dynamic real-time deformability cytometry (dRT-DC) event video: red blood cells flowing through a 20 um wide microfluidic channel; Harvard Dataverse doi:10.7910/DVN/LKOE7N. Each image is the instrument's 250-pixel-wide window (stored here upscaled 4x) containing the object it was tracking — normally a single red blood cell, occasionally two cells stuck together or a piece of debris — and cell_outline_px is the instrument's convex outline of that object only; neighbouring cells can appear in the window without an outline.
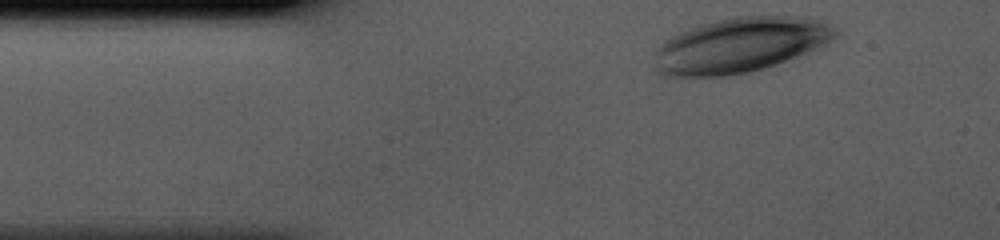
{"species": "human", "species_latin": "Homo sapiens", "temperature_condition": "cold", "stored_images_in_passage": 32, "camera_frame_rate_fps": 3000, "um_per_image_px": 0.085, "donor": {"sex": "male"}, "frame": {"image": 1, "passage_image": 1, "time_ms": 0.0, "image_size_px": [1000, 240], "cell_outline_px": [[836, 36], [824, 44], [796, 56], [776, 64], [764, 68], [748, 72], [724, 76], [676, 80], [660, 76], [656, 72], [656, 48], [664, 40], [688, 28], [700, 24], [716, 20], [736, 16], [808, 16], [828, 24], [836, 32]], "centroid_in_image_um": [62.77, 3.87], "position_along_channel_um": 22.2, "area_um2": 58.44}}
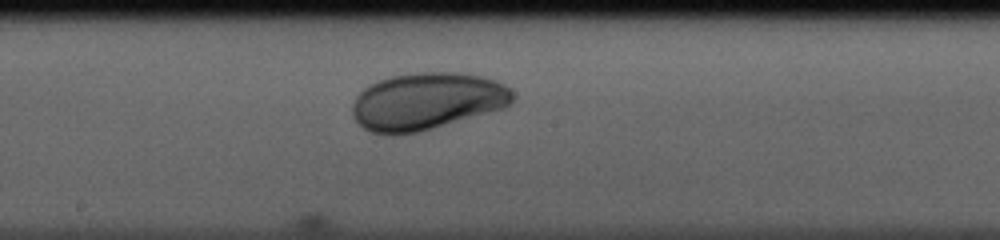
{"frame": {"image": 2, "passage_image": 18, "time_ms": 5.667, "image_size_px": [1000, 240], "cell_outline_px": [[512, 100], [504, 108], [420, 132], [396, 136], [388, 136], [368, 132], [352, 116], [352, 104], [356, 96], [368, 84], [392, 76], [416, 72], [456, 72], [480, 76], [496, 80], [512, 88]], "centroid_in_image_um": [36.24, 8.62], "position_along_channel_um": 212.0, "area_um2": 53.87}}
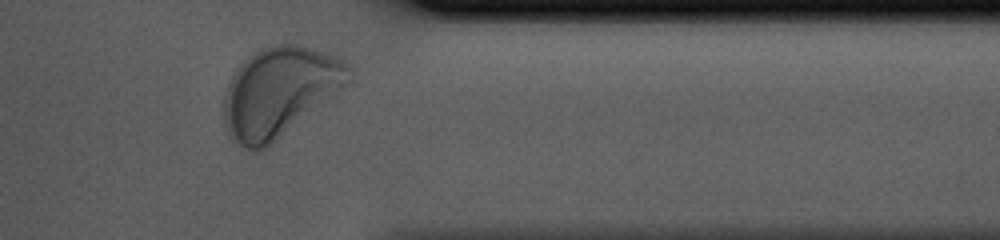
{"frame": {"image": 3, "passage_image": 31, "time_ms": 10.0, "image_size_px": [1000, 240], "cell_outline_px": [[352, 80], [348, 84], [272, 144], [256, 152], [252, 152], [232, 144], [224, 128], [224, 96], [228, 84], [236, 68], [244, 60], [260, 48], [272, 44], [296, 44], [336, 56], [352, 64]], "centroid_in_image_um": [23.74, 7.83], "position_along_channel_um": 387.7, "area_um2": 65.78}}